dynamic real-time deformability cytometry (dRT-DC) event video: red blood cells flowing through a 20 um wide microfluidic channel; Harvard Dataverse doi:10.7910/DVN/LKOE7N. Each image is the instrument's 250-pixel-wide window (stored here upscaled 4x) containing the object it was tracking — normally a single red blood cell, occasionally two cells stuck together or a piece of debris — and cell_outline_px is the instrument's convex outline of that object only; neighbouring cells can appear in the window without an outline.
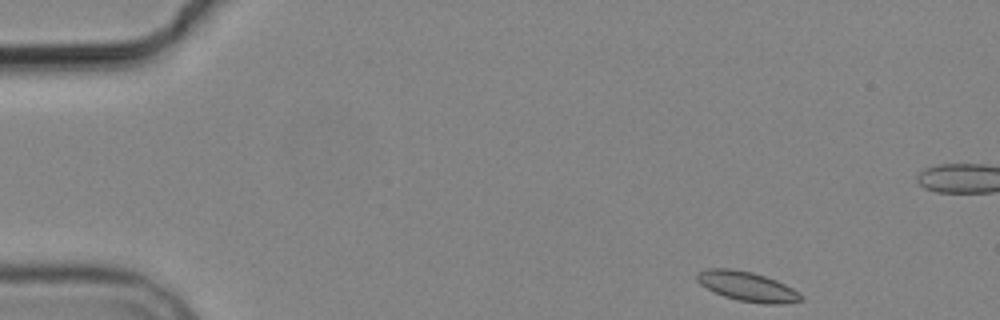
{"species": "common noctule bat (a hibernating species)", "species_latin": "Nyctalus noctula", "temperature_condition": "cold", "stored_images_in_passage": 6, "segment_of_instrument_passage": [1, 2], "camera_frame_rate_fps": 3000, "um_per_image_px": 0.085, "animal": {"sex": "male", "body_mass_g": 19.2, "forearm_length_mm": 51.8}, "frame": {"image": 1, "passage_image": 1, "time_ms": 0.0, "image_size_px": [1000, 320], "cell_outline_px": [[804, 300], [784, 304], [764, 304], [740, 300], [724, 296], [700, 284], [696, 280], [696, 272], [708, 268], [732, 268], [752, 272], [776, 280], [792, 288], [804, 296]], "centroid_in_image_um": [63.53, 24.34], "position_along_channel_um": 21.5, "area_um2": 17.92}}
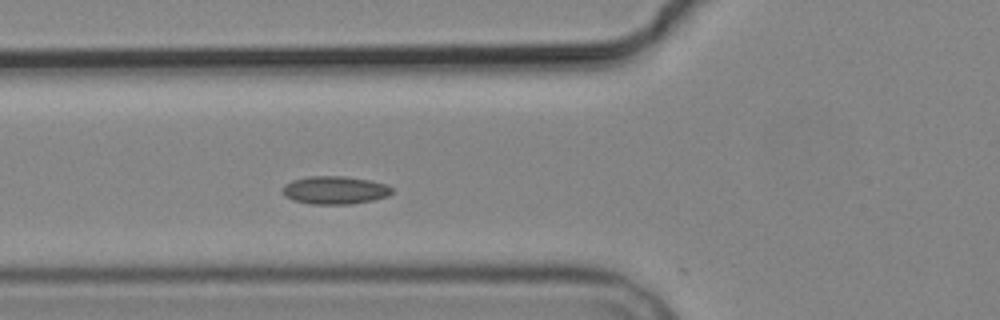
{"frame": {"image": 2, "passage_image": 5, "time_ms": 4.667, "image_size_px": [1000, 320], "cell_outline_px": [[392, 192], [388, 196], [372, 200], [352, 204], [312, 204], [296, 200], [284, 196], [280, 192], [284, 184], [292, 180], [308, 176], [344, 176], [372, 180], [384, 184], [392, 188]], "centroid_in_image_um": [28.44, 16.15], "position_along_channel_um": 97.4, "area_um2": 17.92}}